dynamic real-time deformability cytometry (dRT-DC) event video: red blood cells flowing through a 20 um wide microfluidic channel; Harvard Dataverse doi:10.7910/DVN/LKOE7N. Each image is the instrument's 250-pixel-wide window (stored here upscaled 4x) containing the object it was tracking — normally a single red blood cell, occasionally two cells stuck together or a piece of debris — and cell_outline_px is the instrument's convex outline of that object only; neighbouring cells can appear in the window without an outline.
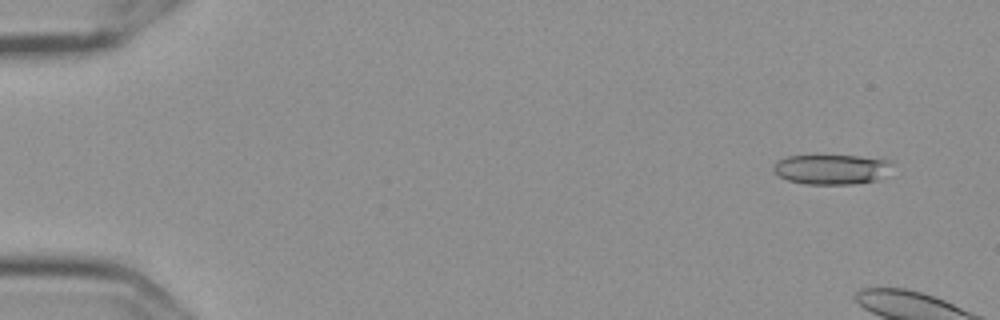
{"species": "Egyptian fruit bat (a non-hibernating species)", "species_latin": "Rousettus aegyptiacus", "temperature_condition": "cold", "stored_images_in_passage": 7, "camera_frame_rate_fps": 3000, "um_per_image_px": 0.085, "frame": {"image": 1, "passage_image": 2, "time_ms": 0.333, "image_size_px": [1000, 320], "cell_outline_px": [[892, 164], [880, 180], [852, 184], [808, 184], [788, 180], [780, 176], [772, 168], [780, 160], [788, 156], [860, 156], [892, 160]], "centroid_in_image_um": [70.73, 14.39], "position_along_channel_um": 14.3, "area_um2": 20.46}}